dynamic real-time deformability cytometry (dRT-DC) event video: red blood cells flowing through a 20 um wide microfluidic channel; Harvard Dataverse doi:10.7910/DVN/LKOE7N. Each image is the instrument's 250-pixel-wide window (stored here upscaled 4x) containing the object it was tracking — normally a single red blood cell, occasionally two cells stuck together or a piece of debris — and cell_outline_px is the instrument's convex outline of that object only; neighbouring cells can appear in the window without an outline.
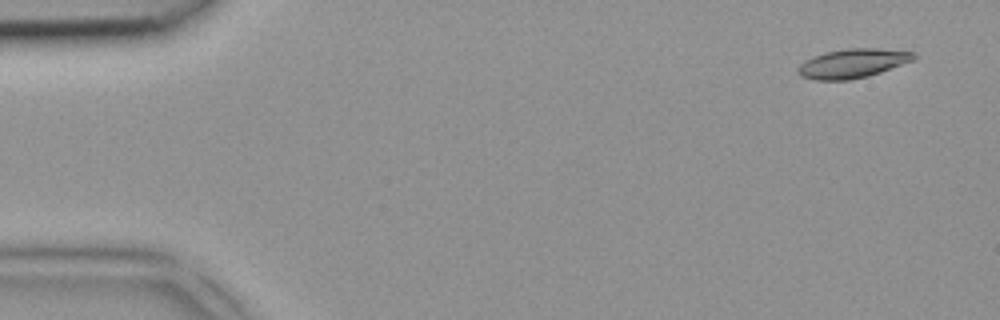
{"species": "common noctule bat (a hibernating species)", "species_latin": "Nyctalus noctula", "temperature_condition": "room temperature", "stored_images_in_passage": 6, "camera_frame_rate_fps": 3000, "um_per_image_px": 0.085, "animal": {"sex": "female", "body_mass_g": 18.4}, "frame": {"image": 1, "passage_image": 1, "time_ms": 0.0, "image_size_px": [1000, 320], "cell_outline_px": [[916, 56], [912, 60], [880, 72], [868, 76], [848, 80], [816, 80], [800, 76], [796, 72], [796, 68], [804, 60], [812, 56], [824, 52], [848, 48], [876, 48], [916, 52]], "centroid_in_image_um": [72.41, 5.38], "position_along_channel_um": 12.6, "area_um2": 19.71}}